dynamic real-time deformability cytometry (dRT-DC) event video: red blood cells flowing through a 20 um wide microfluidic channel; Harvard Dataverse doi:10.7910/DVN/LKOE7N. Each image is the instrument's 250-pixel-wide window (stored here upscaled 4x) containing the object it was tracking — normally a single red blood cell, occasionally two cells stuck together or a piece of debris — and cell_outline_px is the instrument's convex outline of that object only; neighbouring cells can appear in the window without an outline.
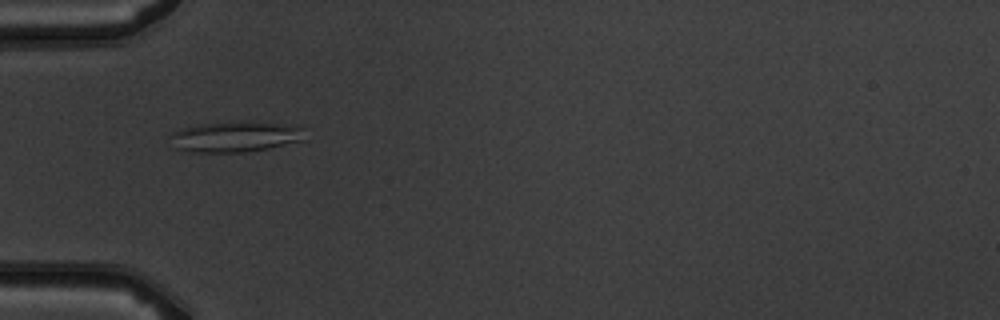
{"species": "common noctule bat (a hibernating species)", "species_latin": "Nyctalus noctula", "temperature_condition": "warm", "stored_images_in_passage": 7, "camera_frame_rate_fps": 3000, "um_per_image_px": 0.085, "animal": {"sex": "male", "body_mass_g": 19.5, "forearm_length_mm": 54.6}, "frame": {"image": 1, "passage_image": 4, "time_ms": 4.333, "image_size_px": [1000, 320], "cell_outline_px": [[308, 140], [248, 152], [192, 152], [176, 148], [168, 136], [172, 132], [184, 128], [200, 124], [240, 120], [252, 120], [304, 128]], "centroid_in_image_um": [20.05, 11.61], "position_along_channel_um": 65.0, "area_um2": 24.51}}
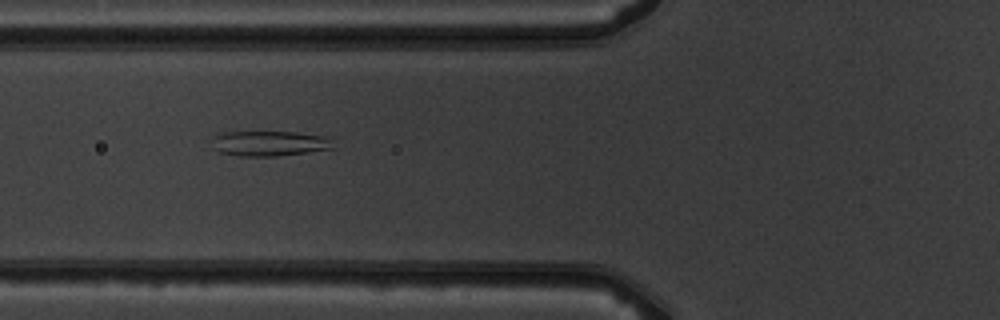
{"frame": {"image": 2, "passage_image": 5, "time_ms": 5.333, "image_size_px": [1000, 320], "cell_outline_px": [[336, 148], [308, 152], [276, 156], [236, 156], [220, 152], [212, 148], [216, 136], [224, 132], [296, 132], [324, 136]], "centroid_in_image_um": [22.9, 12.2], "position_along_channel_um": 102.9, "area_um2": 17.57}}